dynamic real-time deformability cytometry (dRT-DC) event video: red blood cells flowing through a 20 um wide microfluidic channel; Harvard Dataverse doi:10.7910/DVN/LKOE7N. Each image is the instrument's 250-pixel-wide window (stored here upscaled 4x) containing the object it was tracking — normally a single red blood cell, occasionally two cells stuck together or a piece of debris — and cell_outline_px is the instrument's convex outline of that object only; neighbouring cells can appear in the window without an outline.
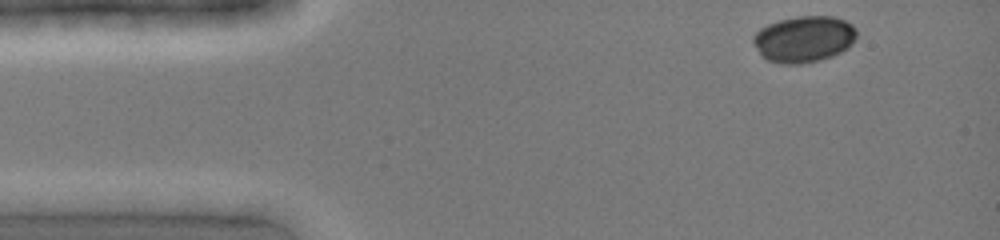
{"species": "common noctule bat (a hibernating species)", "species_latin": "Nyctalus noctula", "temperature_condition": "cold", "stored_images_in_passage": 3, "camera_frame_rate_fps": 3000, "um_per_image_px": 0.085, "animal": {"sex": "female", "body_mass_g": 19.0, "forearm_length_mm": 51.5}, "frame": {"image": 1, "passage_image": 1, "time_ms": 0.0, "image_size_px": [1000, 240], "cell_outline_px": [[856, 36], [852, 44], [848, 48], [832, 56], [820, 60], [800, 64], [784, 64], [768, 60], [760, 56], [752, 40], [752, 36], [760, 28], [768, 24], [780, 20], [796, 16], [836, 16], [852, 24], [856, 28]], "centroid_in_image_um": [68.33, 3.32], "position_along_channel_um": 16.7, "area_um2": 28.15}}